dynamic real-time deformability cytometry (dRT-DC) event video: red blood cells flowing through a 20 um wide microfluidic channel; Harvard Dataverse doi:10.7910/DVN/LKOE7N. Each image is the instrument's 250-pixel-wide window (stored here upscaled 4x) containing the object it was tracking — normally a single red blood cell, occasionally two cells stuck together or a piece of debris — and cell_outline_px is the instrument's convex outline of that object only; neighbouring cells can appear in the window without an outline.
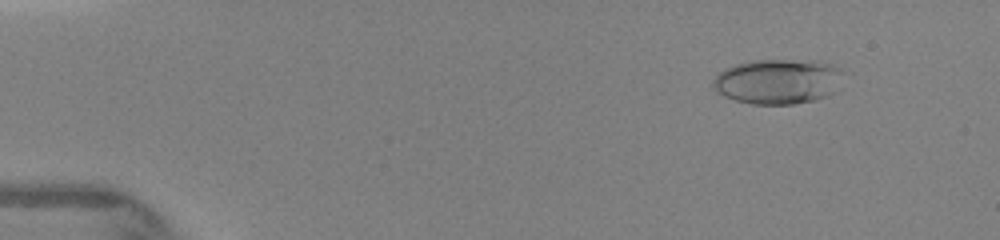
{"species": "human", "species_latin": "Homo sapiens", "temperature_condition": "warm", "stored_images_in_passage": 16, "camera_frame_rate_fps": 3000, "um_per_image_px": 0.085, "donor": {"sex": "female"}, "frame": {"image": 1, "passage_image": 5, "time_ms": 1.333, "image_size_px": [1000, 240], "cell_outline_px": [[840, 72], [832, 92], [824, 96], [812, 100], [792, 104], [752, 104], [736, 100], [724, 96], [716, 92], [712, 88], [712, 80], [724, 68], [736, 64], [756, 60], [820, 60], [832, 64], [840, 68]], "centroid_in_image_um": [66.03, 6.91], "position_along_channel_um": 19.0, "area_um2": 33.76}}
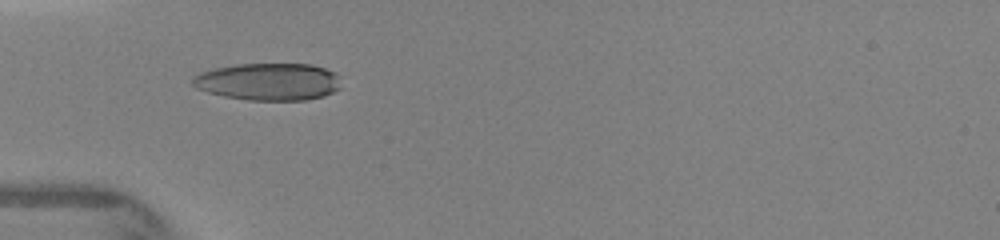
{"frame": {"image": 2, "passage_image": 15, "time_ms": 4.667, "image_size_px": [1000, 240], "cell_outline_px": [[340, 88], [324, 96], [304, 100], [248, 100], [224, 96], [208, 92], [196, 88], [192, 84], [192, 76], [200, 72], [216, 68], [236, 64], [312, 64], [336, 72], [340, 76]], "centroid_in_image_um": [22.83, 6.94], "position_along_channel_um": 62.2, "area_um2": 32.43}}